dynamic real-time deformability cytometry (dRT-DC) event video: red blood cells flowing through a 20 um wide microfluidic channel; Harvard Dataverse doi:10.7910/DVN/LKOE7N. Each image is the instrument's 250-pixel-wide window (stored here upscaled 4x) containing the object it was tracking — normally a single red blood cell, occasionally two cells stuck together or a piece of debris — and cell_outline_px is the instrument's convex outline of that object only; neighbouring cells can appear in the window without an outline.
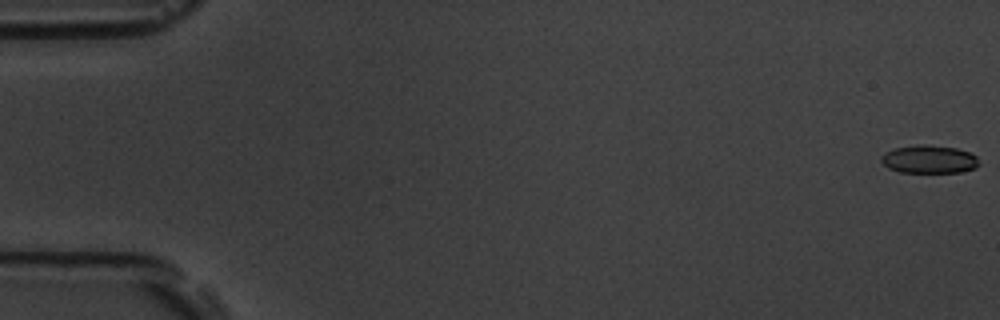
{"species": "common noctule bat (a hibernating species)", "species_latin": "Nyctalus noctula", "temperature_condition": "room temperature", "stored_images_in_passage": 10, "camera_frame_rate_fps": 3000, "um_per_image_px": 0.085, "animal": {"sex": "male", "body_mass_g": 19.5, "forearm_length_mm": 54.6}, "frame": {"image": 1, "passage_image": 1, "time_ms": 0.0, "image_size_px": [1000, 320], "cell_outline_px": [[980, 164], [976, 168], [960, 172], [900, 172], [888, 168], [880, 160], [880, 156], [884, 152], [896, 148], [916, 144], [924, 144], [956, 148], [972, 152], [976, 156]], "centroid_in_image_um": [78.98, 13.53], "position_along_channel_um": 6.0, "area_um2": 16.18}}